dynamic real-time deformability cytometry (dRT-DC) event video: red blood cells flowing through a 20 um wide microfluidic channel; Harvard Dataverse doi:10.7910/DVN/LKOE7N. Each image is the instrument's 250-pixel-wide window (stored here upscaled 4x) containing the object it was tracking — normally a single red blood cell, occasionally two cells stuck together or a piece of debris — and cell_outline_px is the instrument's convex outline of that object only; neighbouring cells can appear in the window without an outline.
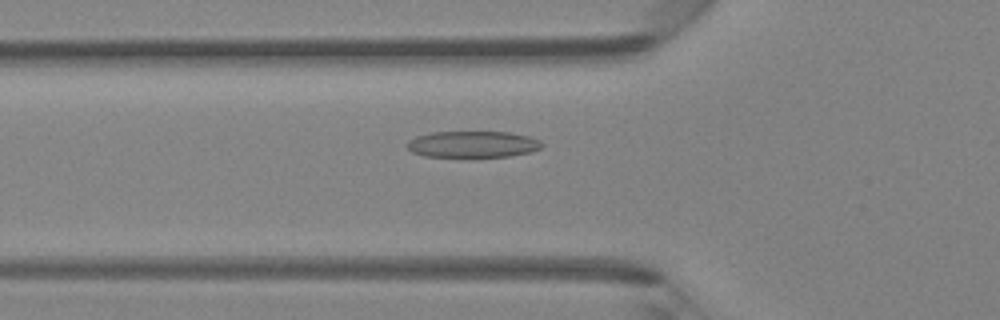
{"species": "Egyptian fruit bat (a non-hibernating species)", "species_latin": "Rousettus aegyptiacus", "temperature_condition": "room temperature", "stored_images_in_passage": 40, "camera_frame_rate_fps": 3000, "um_per_image_px": 0.085, "animal": {"sex": "female"}, "frame": {"image": 1, "passage_image": 9, "time_ms": 2.667, "image_size_px": [1000, 320], "cell_outline_px": [[544, 144], [540, 148], [528, 152], [508, 156], [476, 160], [468, 160], [424, 156], [412, 152], [404, 144], [408, 140], [416, 136], [432, 132], [508, 132], [528, 136], [540, 140]], "centroid_in_image_um": [40.12, 12.32], "position_along_channel_um": 85.7, "area_um2": 21.91}}
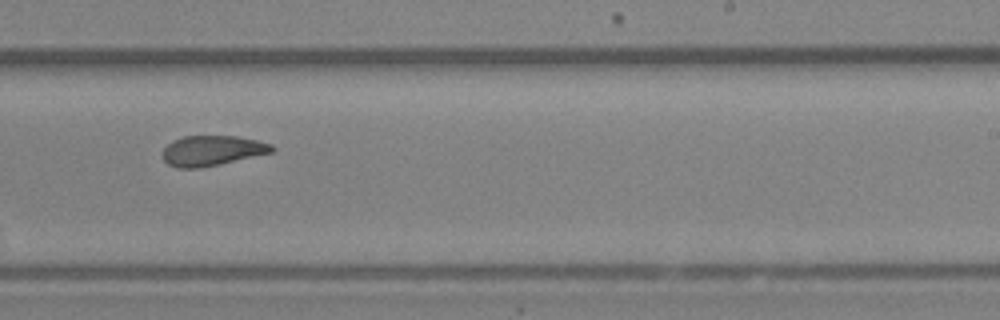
{"frame": {"image": 2, "passage_image": 22, "time_ms": 7.0, "image_size_px": [1000, 320], "cell_outline_px": [[276, 148], [272, 152], [220, 164], [200, 168], [176, 168], [168, 164], [164, 160], [164, 148], [172, 140], [184, 136], [236, 136], [256, 140], [272, 144]], "centroid_in_image_um": [18.03, 12.8], "position_along_channel_um": 271.0, "area_um2": 19.13}}
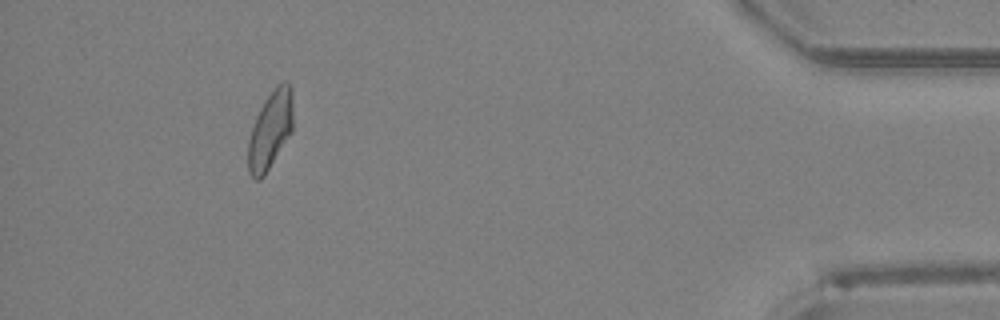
{"frame": {"image": 3, "passage_image": 36, "time_ms": 11.667, "image_size_px": [1000, 320], "cell_outline_px": [[292, 132], [264, 176], [260, 180], [256, 180], [248, 172], [248, 140], [256, 116], [264, 100], [276, 84], [284, 80], [288, 80], [292, 88]], "centroid_in_image_um": [22.98, 11.02], "position_along_channel_um": 412.2, "area_um2": 20.58}, "authors_computed_cell_mechanics": {"area_um2": 20.4901, "velocity_mm_per_s": 4.2829, "shape_relaxation_time_tau1_ms": null, "shape_relaxation_time_tau2_ms": 3.3431, "deformation_change_tau1": null, "deformation_change_tau2": 0.114}}